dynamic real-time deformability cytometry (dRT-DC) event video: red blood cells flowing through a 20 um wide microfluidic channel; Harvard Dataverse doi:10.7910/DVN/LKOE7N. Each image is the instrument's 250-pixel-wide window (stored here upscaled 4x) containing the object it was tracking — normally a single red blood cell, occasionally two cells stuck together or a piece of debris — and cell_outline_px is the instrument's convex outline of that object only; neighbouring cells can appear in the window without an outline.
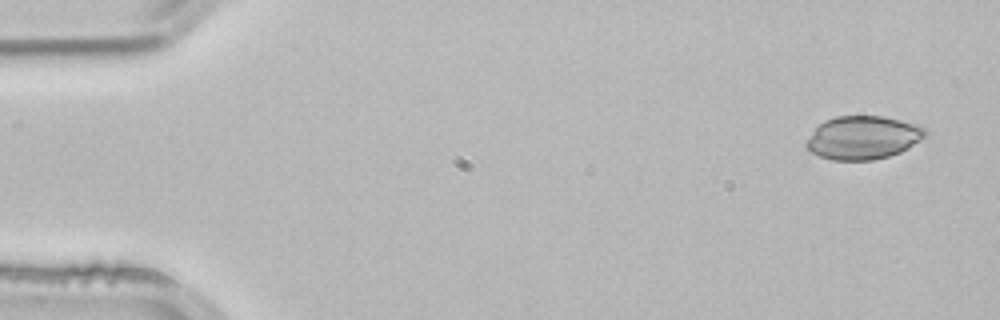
{"species": "common noctule bat (a hibernating species)", "species_latin": "Nyctalus noctula", "temperature_condition": "room temperature", "stored_images_in_passage": 4, "camera_frame_rate_fps": 3000, "um_per_image_px": 0.085, "animal": {"sex": "male", "body_mass_g": 21.5, "forearm_length_mm": 52.0}, "frame": {"image": 1, "passage_image": 1, "time_ms": 0.0, "image_size_px": [1000, 320], "cell_outline_px": [[928, 136], [908, 148], [900, 152], [888, 156], [872, 160], [832, 160], [820, 156], [804, 148], [804, 144], [812, 132], [824, 120], [836, 116], [884, 116], [920, 124], [928, 132]], "centroid_in_image_um": [73.38, 11.69], "position_along_channel_um": 11.6, "area_um2": 30.35}}